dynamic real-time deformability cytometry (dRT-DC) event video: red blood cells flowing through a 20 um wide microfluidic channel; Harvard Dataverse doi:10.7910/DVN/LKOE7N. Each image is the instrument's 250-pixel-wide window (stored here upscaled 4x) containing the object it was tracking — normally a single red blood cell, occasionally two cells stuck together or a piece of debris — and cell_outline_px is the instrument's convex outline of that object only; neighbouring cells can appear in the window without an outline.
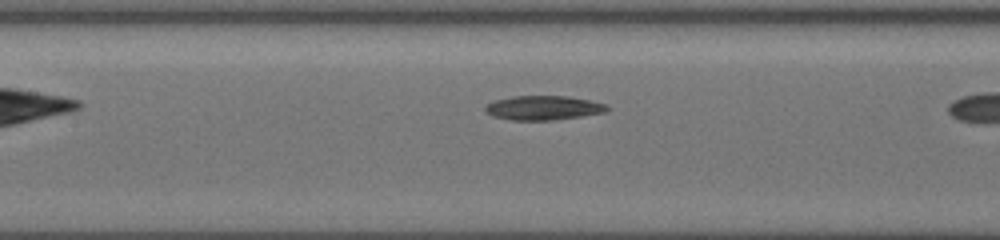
{"species": "common noctule bat (a hibernating species)", "species_latin": "Nyctalus noctula", "temperature_condition": "cold", "stored_images_in_passage": 17, "camera_frame_rate_fps": 3000, "um_per_image_px": 0.085, "animal": {"sex": "female", "body_mass_g": 19.5, "forearm_length_mm": 54.1}, "frame": {"image": 1, "passage_image": 8, "time_ms": 2.333, "image_size_px": [1000, 240], "cell_outline_px": [[608, 108], [604, 112], [580, 116], [552, 120], [512, 120], [492, 116], [484, 112], [484, 104], [496, 100], [512, 96], [568, 96], [608, 104]], "centroid_in_image_um": [46.12, 9.16], "position_along_channel_um": 161.3, "area_um2": 17.22}}